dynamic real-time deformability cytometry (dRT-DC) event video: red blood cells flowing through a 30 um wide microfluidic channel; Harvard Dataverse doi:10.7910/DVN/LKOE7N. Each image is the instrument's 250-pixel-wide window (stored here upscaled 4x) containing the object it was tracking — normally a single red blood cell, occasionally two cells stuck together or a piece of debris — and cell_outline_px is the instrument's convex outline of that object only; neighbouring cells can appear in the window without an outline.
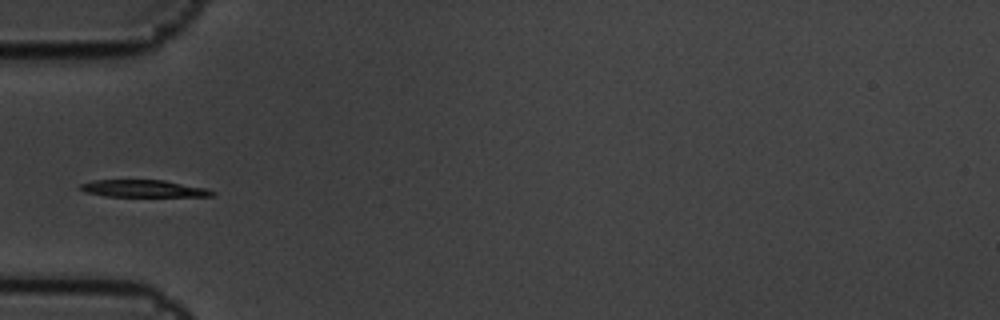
{"species": "common noctule bat (a hibernating species)", "species_latin": "Nyctalus noctula", "temperature_condition": "cold", "stored_images_in_passage": 12, "camera_frame_rate_fps": 3000, "um_per_image_px": 0.085, "animal": {"sex": "male", "body_mass_g": 19.5, "forearm_length_mm": 54.6}, "frame": {"image": 1, "passage_image": 5, "time_ms": 1.333, "image_size_px": [1000, 320], "cell_outline_px": [[216, 196], [104, 196], [84, 192], [76, 188], [80, 184], [92, 180], [164, 180], [204, 188], [216, 192]], "centroid_in_image_um": [12.11, 16.03], "position_along_channel_um": 72.9, "area_um2": 13.18}}
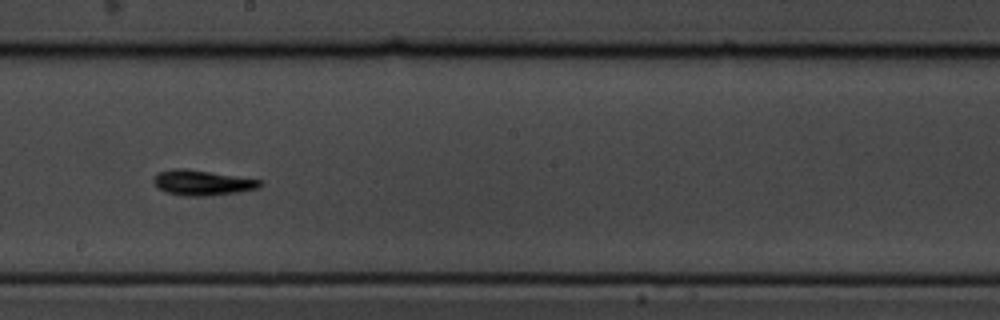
{"frame": {"image": 2, "passage_image": 9, "time_ms": 2.667, "image_size_px": [1000, 320], "cell_outline_px": [[264, 184], [260, 188], [212, 196], [184, 196], [168, 192], [152, 184], [152, 176], [160, 172], [172, 168], [184, 168], [260, 180]], "centroid_in_image_um": [17.16, 15.53], "position_along_channel_um": 231.0, "area_um2": 15.61}}
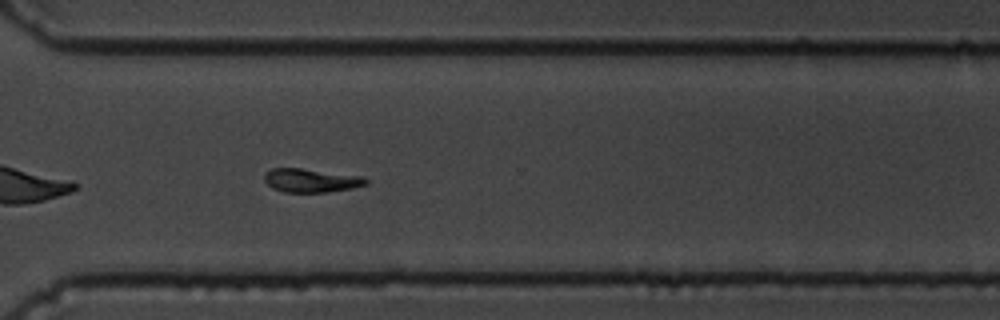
{"frame": {"image": 3, "passage_image": 12, "time_ms": 3.667, "image_size_px": [1000, 320], "cell_outline_px": [[368, 184], [352, 188], [328, 192], [284, 192], [272, 188], [264, 180], [264, 172], [272, 168], [300, 168], [364, 176], [368, 180]], "centroid_in_image_um": [26.44, 15.33], "position_along_channel_um": 344.2, "area_um2": 14.1}}